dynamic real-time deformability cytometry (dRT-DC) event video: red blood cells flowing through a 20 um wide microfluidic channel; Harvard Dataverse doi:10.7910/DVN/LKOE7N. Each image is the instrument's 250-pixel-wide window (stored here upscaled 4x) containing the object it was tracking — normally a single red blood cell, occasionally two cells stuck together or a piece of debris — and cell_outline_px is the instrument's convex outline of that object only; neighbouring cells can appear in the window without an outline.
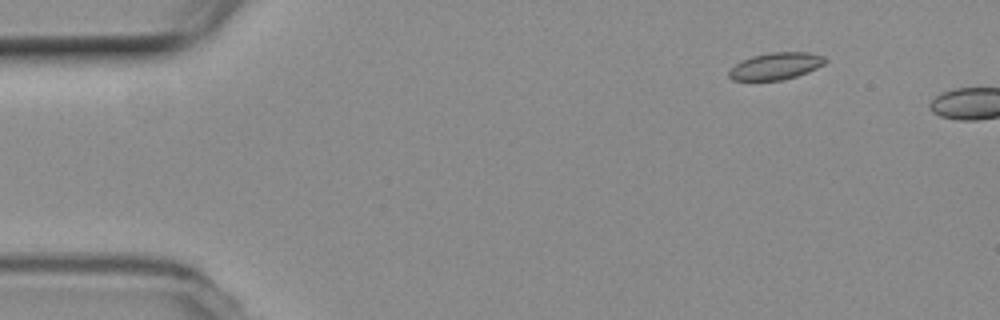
{"species": "common noctule bat (a hibernating species)", "species_latin": "Nyctalus noctula", "temperature_condition": "room temperature", "stored_images_in_passage": 4, "camera_frame_rate_fps": 3000, "um_per_image_px": 0.085, "animal": {"sex": "female", "body_mass_g": 19.3, "forearm_length_mm": 54.1}, "frame": {"image": 1, "passage_image": 1, "time_ms": 0.0, "image_size_px": [1000, 320], "cell_outline_px": [[828, 60], [824, 64], [808, 72], [796, 76], [780, 80], [732, 80], [728, 76], [728, 72], [740, 60], [752, 56], [768, 52], [808, 52], [824, 56]], "centroid_in_image_um": [65.94, 5.6], "position_along_channel_um": 19.1, "area_um2": 15.14}}